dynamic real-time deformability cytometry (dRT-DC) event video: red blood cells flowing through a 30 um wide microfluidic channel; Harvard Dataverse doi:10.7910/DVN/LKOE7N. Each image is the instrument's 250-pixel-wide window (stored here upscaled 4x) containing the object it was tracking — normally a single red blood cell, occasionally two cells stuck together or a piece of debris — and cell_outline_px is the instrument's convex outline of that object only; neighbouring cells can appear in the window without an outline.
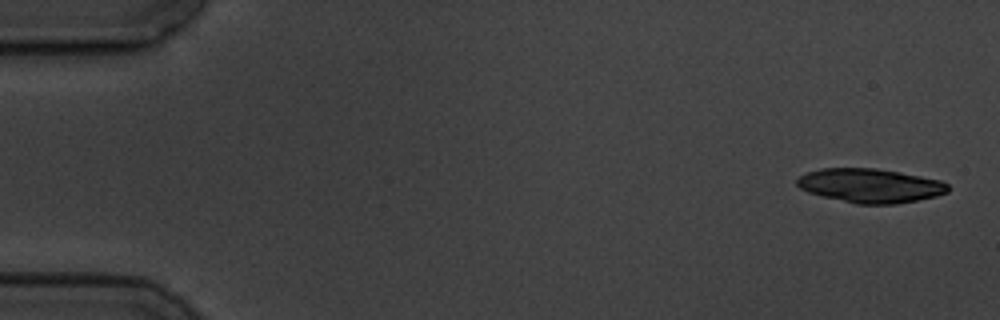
{"species": "common noctule bat (a hibernating species)", "species_latin": "Nyctalus noctula", "temperature_condition": "cold", "stored_images_in_passage": 5, "camera_frame_rate_fps": 3000, "um_per_image_px": 0.085, "animal": {"sex": "male", "body_mass_g": 19.5, "forearm_length_mm": 54.6}, "frame": {"image": 1, "passage_image": 1, "time_ms": 0.0, "image_size_px": [1000, 320], "cell_outline_px": [[948, 192], [936, 196], [896, 204], [856, 204], [808, 192], [800, 188], [796, 184], [796, 180], [800, 176], [808, 172], [820, 168], [876, 168], [920, 176], [940, 180], [948, 184]], "centroid_in_image_um": [73.96, 15.77], "position_along_channel_um": 11.0, "area_um2": 29.77}}